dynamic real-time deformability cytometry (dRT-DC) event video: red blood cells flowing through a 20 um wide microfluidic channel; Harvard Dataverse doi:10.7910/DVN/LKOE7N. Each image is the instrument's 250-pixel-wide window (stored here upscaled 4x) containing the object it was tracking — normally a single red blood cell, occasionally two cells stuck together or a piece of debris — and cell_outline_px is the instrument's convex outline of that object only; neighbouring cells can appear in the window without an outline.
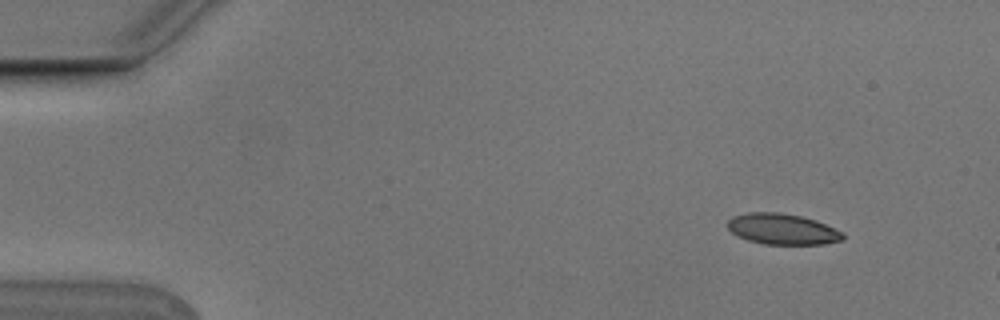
{"species": "Egyptian fruit bat (a non-hibernating species)", "species_latin": "Rousettus aegyptiacus", "temperature_condition": "cold", "stored_images_in_passage": 3, "camera_frame_rate_fps": 3000, "um_per_image_px": 0.085, "animal": {"sex": "male"}, "frame": {"image": 1, "passage_image": 1, "time_ms": 0.0, "image_size_px": [1000, 320], "cell_outline_px": [[844, 240], [824, 244], [764, 244], [748, 240], [736, 236], [728, 228], [728, 220], [732, 216], [748, 212], [776, 212], [800, 216], [816, 220], [844, 232]], "centroid_in_image_um": [66.51, 19.47], "position_along_channel_um": 18.5, "area_um2": 20.81}}